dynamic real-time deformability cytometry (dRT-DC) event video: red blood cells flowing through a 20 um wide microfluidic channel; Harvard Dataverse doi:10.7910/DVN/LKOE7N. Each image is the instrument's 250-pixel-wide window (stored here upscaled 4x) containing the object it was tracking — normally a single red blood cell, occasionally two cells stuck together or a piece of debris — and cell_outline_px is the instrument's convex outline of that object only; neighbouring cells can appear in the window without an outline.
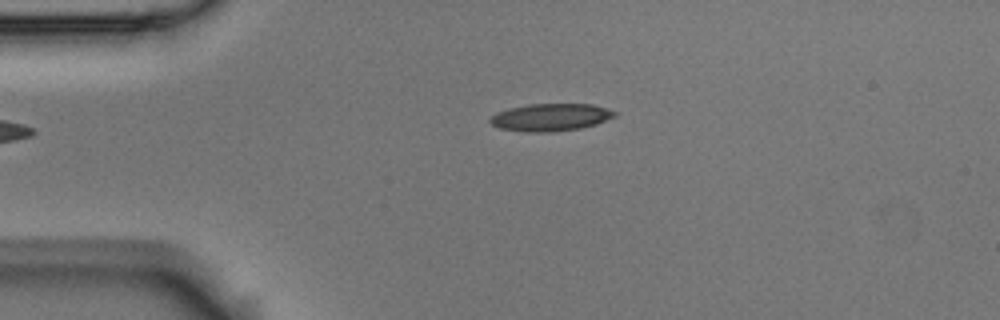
{"species": "Egyptian fruit bat (a non-hibernating species)", "species_latin": "Rousettus aegyptiacus", "temperature_condition": "room temperature", "stored_images_in_passage": 3, "camera_frame_rate_fps": 3000, "um_per_image_px": 0.085, "animal": {"sex": "male"}, "frame": {"image": 1, "passage_image": 3, "time_ms": 0.667, "image_size_px": [1000, 320], "cell_outline_px": [[616, 116], [596, 124], [580, 128], [552, 132], [524, 132], [500, 128], [492, 124], [488, 120], [496, 112], [508, 108], [528, 104], [592, 104], [616, 112]], "centroid_in_image_um": [46.77, 9.97], "position_along_channel_um": 38.2, "area_um2": 19.88}}